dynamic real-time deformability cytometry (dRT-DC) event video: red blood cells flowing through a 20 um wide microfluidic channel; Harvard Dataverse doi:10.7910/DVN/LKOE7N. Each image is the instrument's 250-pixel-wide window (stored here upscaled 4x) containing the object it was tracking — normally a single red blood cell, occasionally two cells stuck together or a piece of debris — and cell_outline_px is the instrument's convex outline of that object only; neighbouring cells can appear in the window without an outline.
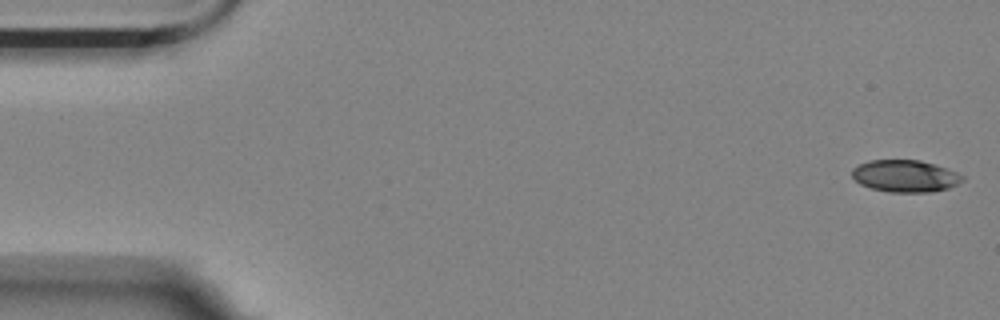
{"species": "Egyptian fruit bat (a non-hibernating species)", "species_latin": "Rousettus aegyptiacus", "temperature_condition": "room temperature", "stored_images_in_passage": 56, "camera_frame_rate_fps": 3000, "um_per_image_px": 0.085, "animal": {"sex": "female"}, "frame": {"image": 1, "passage_image": 1, "time_ms": 0.0, "image_size_px": [1000, 320], "cell_outline_px": [[964, 180], [948, 188], [932, 192], [888, 192], [872, 188], [860, 184], [852, 176], [852, 168], [868, 160], [920, 160], [948, 168], [964, 176]], "centroid_in_image_um": [76.94, 14.96], "position_along_channel_um": 8.1, "area_um2": 20.63}}
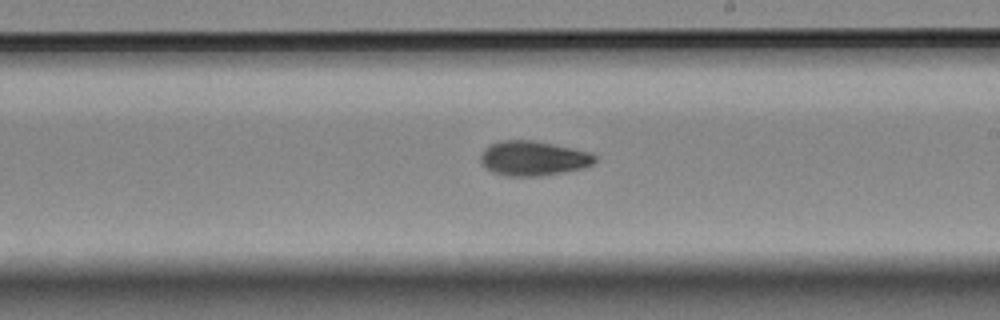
{"frame": {"image": 2, "passage_image": 32, "time_ms": 10.333, "image_size_px": [1000, 320], "cell_outline_px": [[596, 160], [592, 164], [584, 168], [564, 172], [540, 176], [508, 176], [492, 172], [480, 160], [480, 156], [484, 148], [500, 140], [532, 140], [592, 152], [596, 156]], "centroid_in_image_um": [45.35, 13.46], "position_along_channel_um": 243.7, "area_um2": 23.06}}
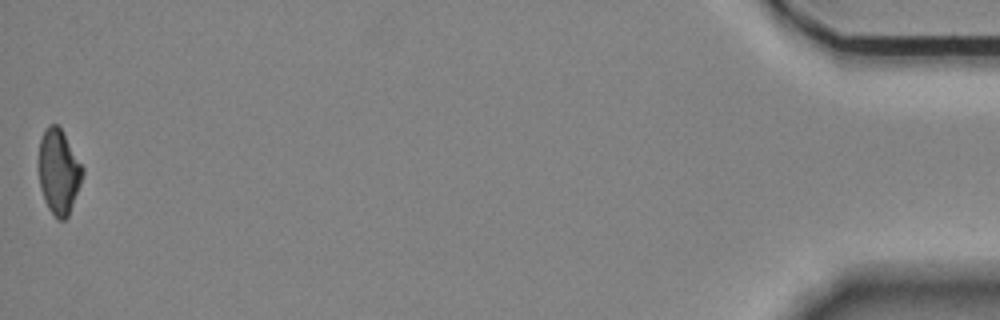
{"frame": {"image": 3, "passage_image": 56, "time_ms": 18.333, "image_size_px": [1000, 320], "cell_outline_px": [[84, 172], [80, 184], [68, 216], [64, 220], [56, 220], [48, 208], [44, 200], [40, 188], [40, 140], [48, 124], [56, 124], [60, 128], [84, 168]], "centroid_in_image_um": [5.0, 14.63], "position_along_channel_um": 430.2, "area_um2": 21.27}, "authors_computed_cell_mechanics": {"area_um2": 22.1663, "velocity_mm_per_s": 3.5216, "shape_relaxation_time_tau1_ms": 6.4495, "shape_relaxation_time_tau2_ms": 4.5906, "deformation_change_tau1": 0.1669, "deformation_change_tau2": 0.0995}}